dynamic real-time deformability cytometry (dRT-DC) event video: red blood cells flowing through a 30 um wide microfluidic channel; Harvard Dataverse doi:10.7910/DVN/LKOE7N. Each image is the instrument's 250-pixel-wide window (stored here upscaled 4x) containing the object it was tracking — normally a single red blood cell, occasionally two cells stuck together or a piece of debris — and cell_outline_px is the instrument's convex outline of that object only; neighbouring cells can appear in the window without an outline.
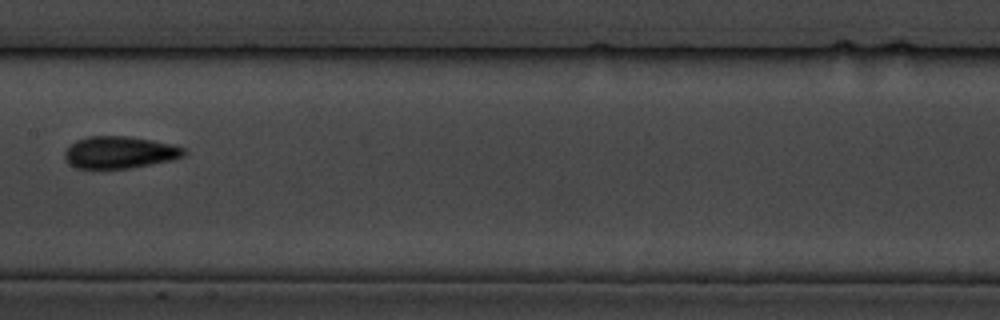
{"species": "common noctule bat (a hibernating species)", "species_latin": "Nyctalus noctula", "temperature_condition": "cold", "stored_images_in_passage": 10, "camera_frame_rate_fps": 3000, "um_per_image_px": 0.085, "animal": {"sex": "male", "body_mass_g": 19.5, "forearm_length_mm": 54.6}, "frame": {"image": 1, "passage_image": 4, "time_ms": 3.667, "image_size_px": [1000, 320], "cell_outline_px": [[188, 152], [184, 156], [172, 160], [128, 168], [76, 168], [68, 164], [64, 160], [64, 152], [76, 140], [88, 136], [128, 136], [152, 140], [172, 144], [184, 148]], "centroid_in_image_um": [10.16, 12.95], "position_along_channel_um": 197.2, "area_um2": 22.31}}
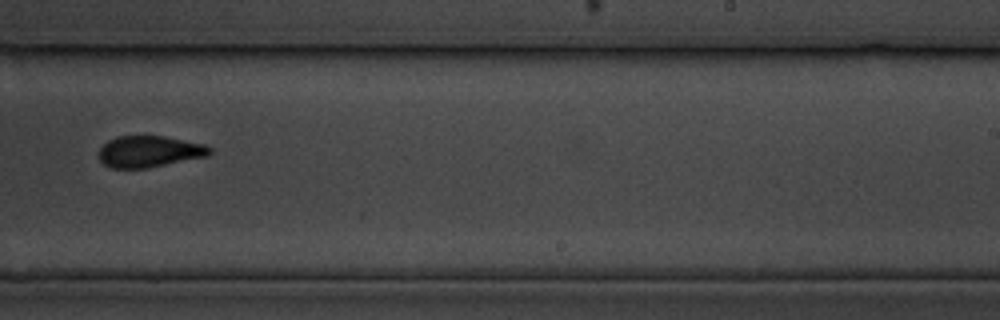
{"frame": {"image": 2, "passage_image": 6, "time_ms": 6.0, "image_size_px": [1000, 320], "cell_outline_px": [[212, 152], [208, 156], [148, 168], [112, 168], [104, 164], [100, 160], [100, 148], [108, 140], [116, 136], [164, 136], [204, 144], [212, 148]], "centroid_in_image_um": [12.71, 12.88], "position_along_channel_um": 276.3, "area_um2": 20.29}}
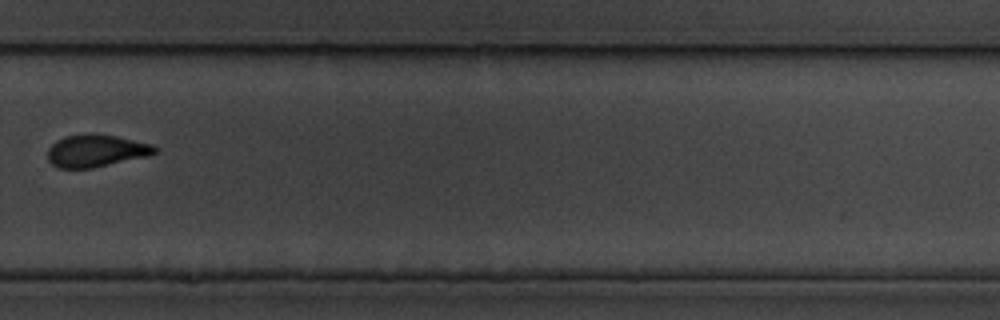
{"frame": {"image": 3, "passage_image": 7, "time_ms": 7.333, "image_size_px": [1000, 320], "cell_outline_px": [[156, 152], [148, 156], [92, 168], [56, 168], [48, 160], [48, 148], [56, 140], [64, 136], [116, 136], [152, 144], [156, 148]], "centroid_in_image_um": [8.14, 12.85], "position_along_channel_um": 321.7, "area_um2": 19.59}, "authors_computed_cell_mechanics": {"area_um2": 20.8369, "velocity_mm_per_s": 3.4148, "shape_relaxation_time_tau1_ms": 4.1412, "shape_relaxation_time_tau2_ms": 2.7945, "deformation_change_tau1": 0.1017, "deformation_change_tau2": 0.0646}}